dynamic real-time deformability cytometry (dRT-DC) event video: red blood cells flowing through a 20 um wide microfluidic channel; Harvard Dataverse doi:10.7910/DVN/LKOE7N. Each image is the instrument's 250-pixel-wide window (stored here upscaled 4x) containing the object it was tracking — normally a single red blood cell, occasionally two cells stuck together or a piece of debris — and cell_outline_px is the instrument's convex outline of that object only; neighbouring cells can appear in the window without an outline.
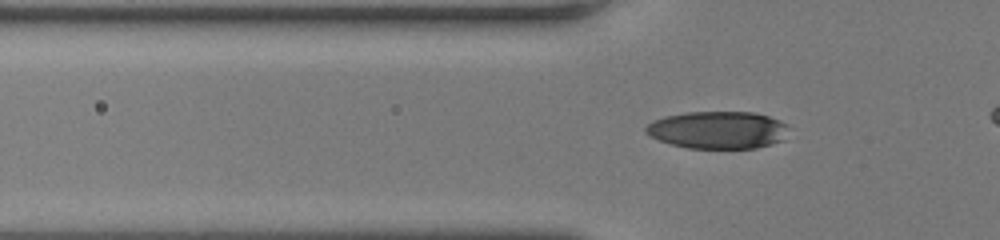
{"species": "human", "species_latin": "Homo sapiens", "temperature_condition": "room temperature", "stored_images_in_passage": 44, "camera_frame_rate_fps": 3000, "um_per_image_px": 0.085, "donor": {"sex": "female"}, "frame": {"image": 1, "passage_image": 19, "time_ms": 6.0, "image_size_px": [1000, 240], "cell_outline_px": [[784, 140], [772, 144], [756, 148], [688, 148], [672, 144], [648, 136], [644, 132], [644, 128], [652, 120], [664, 116], [688, 112], [756, 112], [780, 120], [784, 124]], "centroid_in_image_um": [60.96, 11.04], "position_along_channel_um": 64.8, "area_um2": 31.1}}
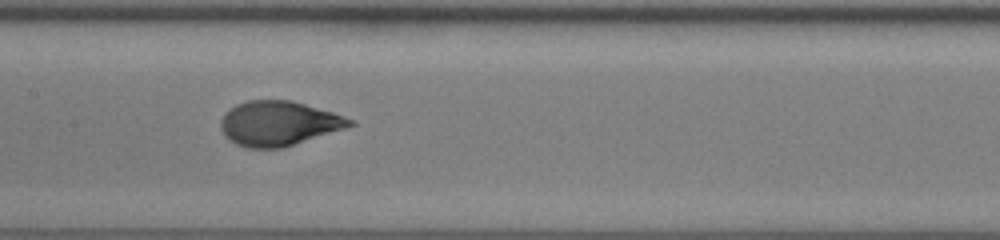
{"frame": {"image": 2, "passage_image": 32, "time_ms": 10.333, "image_size_px": [1000, 240], "cell_outline_px": [[356, 124], [344, 128], [280, 148], [248, 148], [236, 144], [228, 140], [224, 136], [220, 128], [220, 120], [224, 112], [236, 104], [248, 100], [292, 100], [332, 112], [356, 120]], "centroid_in_image_um": [23.63, 10.48], "position_along_channel_um": 183.8, "area_um2": 33.52}}
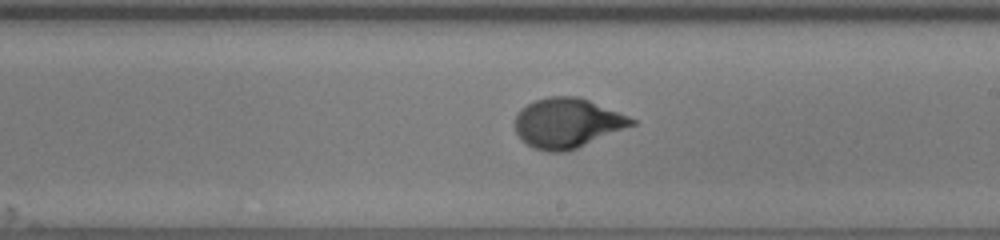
{"frame": {"image": 3, "passage_image": 38, "time_ms": 12.333, "image_size_px": [1000, 240], "cell_outline_px": [[636, 124], [576, 148], [564, 152], [548, 152], [536, 148], [528, 144], [516, 132], [516, 116], [520, 108], [536, 100], [548, 96], [576, 96], [588, 100], [628, 116], [636, 120]], "centroid_in_image_um": [48.21, 10.45], "position_along_channel_um": 240.8, "area_um2": 33.23}}